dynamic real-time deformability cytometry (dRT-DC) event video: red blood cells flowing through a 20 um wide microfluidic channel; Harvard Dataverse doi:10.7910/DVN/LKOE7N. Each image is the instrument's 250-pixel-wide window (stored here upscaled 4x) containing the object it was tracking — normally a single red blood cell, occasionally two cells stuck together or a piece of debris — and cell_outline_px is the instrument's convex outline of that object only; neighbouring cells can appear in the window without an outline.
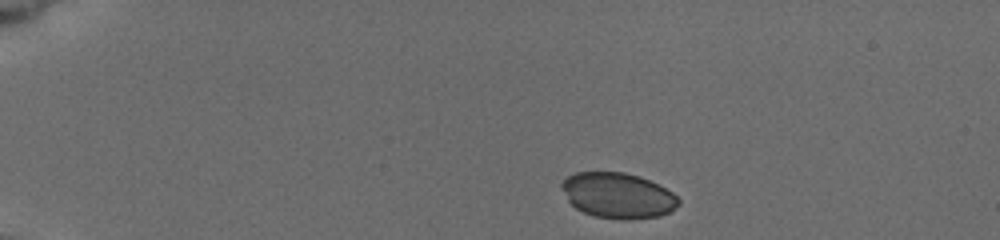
{"species": "common noctule bat (a hibernating species)", "species_latin": "Nyctalus noctula", "temperature_condition": "cold", "stored_images_in_passage": 7, "camera_frame_rate_fps": 3000, "um_per_image_px": 0.085, "animal": {"sex": "female", "body_mass_g": 19.5, "forearm_length_mm": 54.1}, "frame": {"image": 1, "passage_image": 1, "time_ms": 0.0, "image_size_px": [1000, 240], "cell_outline_px": [[680, 204], [668, 212], [660, 216], [632, 220], [620, 220], [596, 216], [584, 212], [576, 208], [568, 200], [560, 188], [560, 184], [568, 176], [576, 172], [624, 172], [640, 176], [672, 192], [680, 200]], "centroid_in_image_um": [52.51, 16.62], "position_along_channel_um": 32.5, "area_um2": 30.98}}